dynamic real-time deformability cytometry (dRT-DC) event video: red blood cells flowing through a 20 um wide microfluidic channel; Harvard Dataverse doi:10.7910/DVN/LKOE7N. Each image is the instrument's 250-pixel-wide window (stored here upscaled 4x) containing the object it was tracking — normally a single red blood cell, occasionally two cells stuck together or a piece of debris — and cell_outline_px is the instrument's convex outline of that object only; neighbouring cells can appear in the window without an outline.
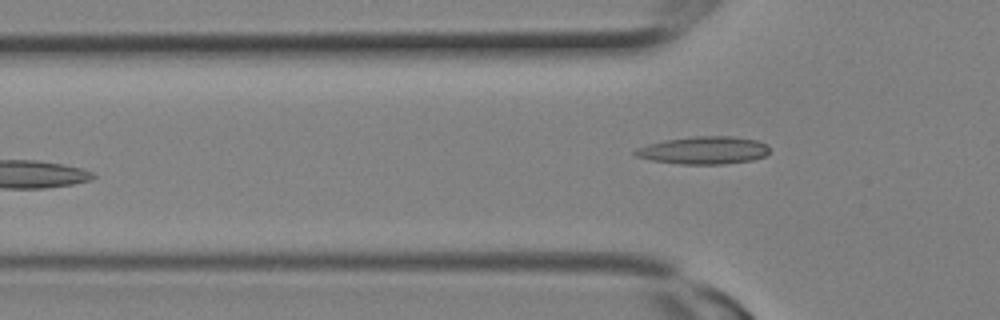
{"species": "Egyptian fruit bat (a non-hibernating species)", "species_latin": "Rousettus aegyptiacus", "temperature_condition": "room temperature", "stored_images_in_passage": 9, "camera_frame_rate_fps": 3000, "um_per_image_px": 0.085, "animal": {"sex": "female"}, "frame": {"image": 1, "passage_image": 9, "time_ms": 2.667, "image_size_px": [1000, 320], "cell_outline_px": [[768, 152], [764, 156], [752, 160], [724, 164], [680, 164], [652, 160], [636, 156], [632, 152], [636, 148], [648, 144], [664, 140], [696, 136], [732, 136], [756, 140], [768, 144]], "centroid_in_image_um": [59.81, 12.77], "position_along_channel_um": 66.0, "area_um2": 21.62}}